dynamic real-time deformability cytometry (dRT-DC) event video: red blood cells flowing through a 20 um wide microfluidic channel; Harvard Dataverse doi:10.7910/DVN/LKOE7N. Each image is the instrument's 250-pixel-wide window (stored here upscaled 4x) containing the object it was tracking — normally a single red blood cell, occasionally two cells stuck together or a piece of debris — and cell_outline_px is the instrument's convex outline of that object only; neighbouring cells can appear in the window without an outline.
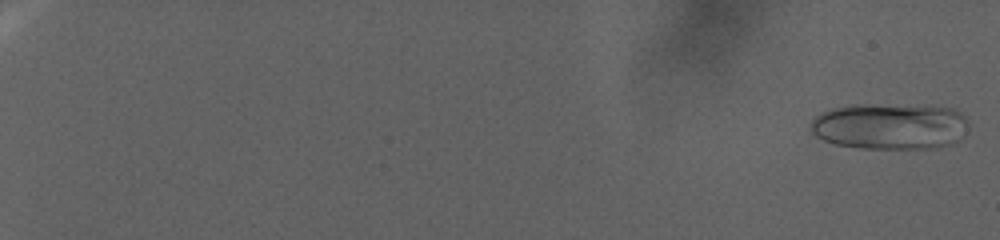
{"species": "human", "species_latin": "Homo sapiens", "temperature_condition": "warm", "stored_images_in_passage": 84, "camera_frame_rate_fps": 3000, "um_per_image_px": 0.085, "donor": {"sex": "female"}, "frame": {"image": 1, "passage_image": 2, "time_ms": 0.333, "image_size_px": [1000, 240], "cell_outline_px": [[968, 132], [964, 136], [952, 144], [936, 148], [860, 148], [836, 144], [824, 140], [816, 136], [812, 132], [812, 120], [820, 112], [832, 108], [852, 104], [856, 104], [952, 108], [960, 112], [968, 120]], "centroid_in_image_um": [75.67, 10.74], "position_along_channel_um": 9.3, "area_um2": 42.48}}
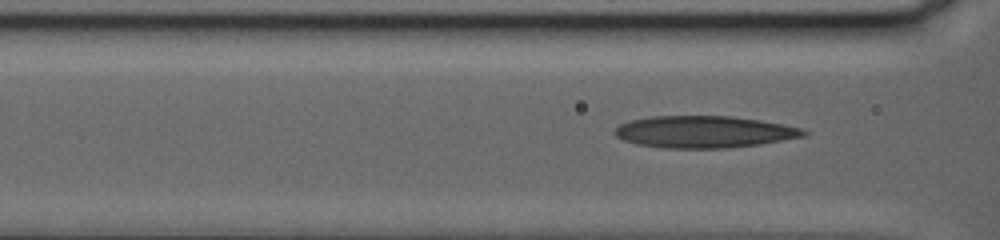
{"frame": {"image": 2, "passage_image": 52, "time_ms": 17.0, "image_size_px": [1000, 240], "cell_outline_px": [[808, 132], [804, 136], [760, 144], [728, 148], [660, 148], [636, 144], [624, 140], [616, 136], [612, 132], [620, 124], [632, 120], [652, 116], [732, 116], [760, 120], [784, 124], [800, 128]], "centroid_in_image_um": [59.82, 11.21], "position_along_channel_um": 106.8, "area_um2": 35.14}}
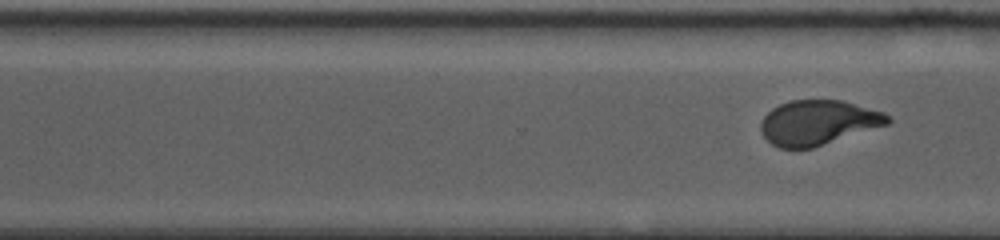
{"frame": {"image": 3, "passage_image": 84, "time_ms": 27.667, "image_size_px": [1000, 240], "cell_outline_px": [[892, 120], [888, 124], [812, 148], [780, 148], [772, 144], [764, 136], [760, 128], [760, 124], [764, 116], [772, 108], [780, 104], [792, 100], [844, 100], [884, 112]], "centroid_in_image_um": [69.54, 10.41], "position_along_channel_um": 301.1, "area_um2": 32.95}}